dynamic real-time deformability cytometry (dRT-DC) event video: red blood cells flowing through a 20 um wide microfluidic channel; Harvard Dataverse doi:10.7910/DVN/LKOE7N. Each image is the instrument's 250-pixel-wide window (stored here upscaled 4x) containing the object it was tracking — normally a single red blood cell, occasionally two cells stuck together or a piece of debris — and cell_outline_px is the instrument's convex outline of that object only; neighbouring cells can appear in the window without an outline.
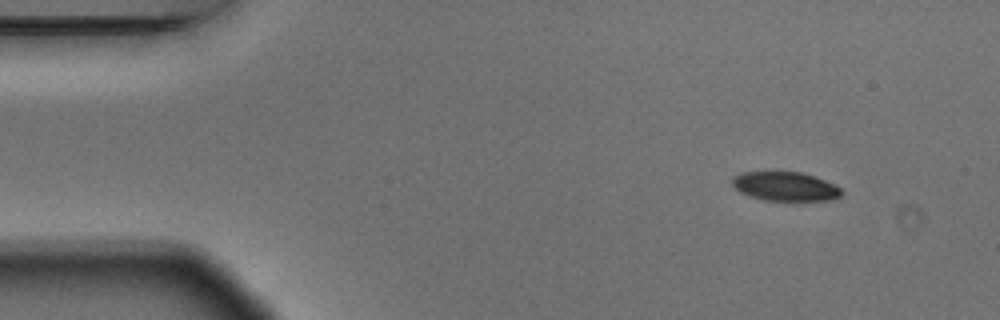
{"species": "Egyptian fruit bat (a non-hibernating species)", "species_latin": "Rousettus aegyptiacus", "temperature_condition": "warm", "stored_images_in_passage": 3, "camera_frame_rate_fps": 3000, "um_per_image_px": 0.085, "animal": {"sex": "male"}, "frame": {"image": 1, "passage_image": 1, "time_ms": 0.0, "image_size_px": [1000, 320], "cell_outline_px": [[844, 192], [840, 196], [828, 200], [764, 200], [740, 192], [732, 184], [732, 176], [740, 172], [804, 172], [824, 180], [840, 188]], "centroid_in_image_um": [66.73, 15.83], "position_along_channel_um": 18.3, "area_um2": 18.32}}
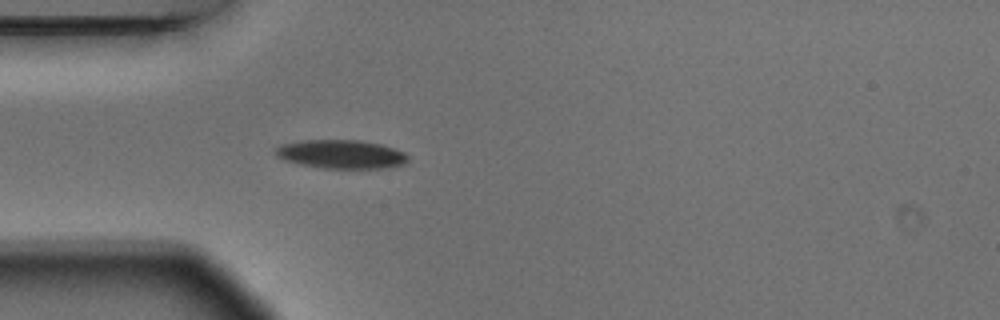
{"frame": {"image": 2, "passage_image": 3, "time_ms": 0.667, "image_size_px": [1000, 320], "cell_outline_px": [[408, 160], [404, 164], [388, 168], [324, 168], [300, 164], [284, 160], [276, 156], [276, 148], [284, 144], [304, 140], [356, 140], [380, 144], [404, 152], [408, 156]], "centroid_in_image_um": [29.02, 13.11], "position_along_channel_um": 56.0, "area_um2": 21.91}}